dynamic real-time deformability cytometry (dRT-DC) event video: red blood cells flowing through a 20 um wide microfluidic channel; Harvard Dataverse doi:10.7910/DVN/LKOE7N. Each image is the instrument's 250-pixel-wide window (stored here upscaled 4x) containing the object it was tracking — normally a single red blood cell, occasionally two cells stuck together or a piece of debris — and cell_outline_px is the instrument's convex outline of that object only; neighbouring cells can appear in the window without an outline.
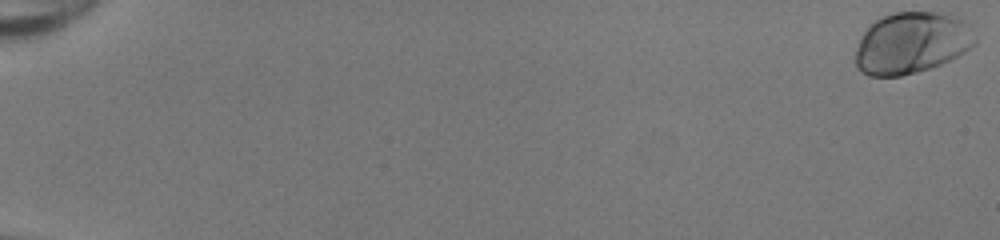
{"species": "human", "species_latin": "Homo sapiens", "temperature_condition": "room temperature", "stored_images_in_passage": 52, "camera_frame_rate_fps": 3000, "um_per_image_px": 0.085, "donor": {"sex": "female"}, "frame": {"image": 1, "passage_image": 1, "time_ms": 0.0, "image_size_px": [1000, 240], "cell_outline_px": [[976, 44], [964, 52], [940, 64], [916, 72], [900, 76], [868, 76], [856, 68], [856, 48], [868, 24], [880, 16], [896, 12], [932, 12], [956, 16], [964, 20], [976, 40]], "centroid_in_image_um": [77.45, 3.64], "position_along_channel_um": 7.6, "area_um2": 42.71}}
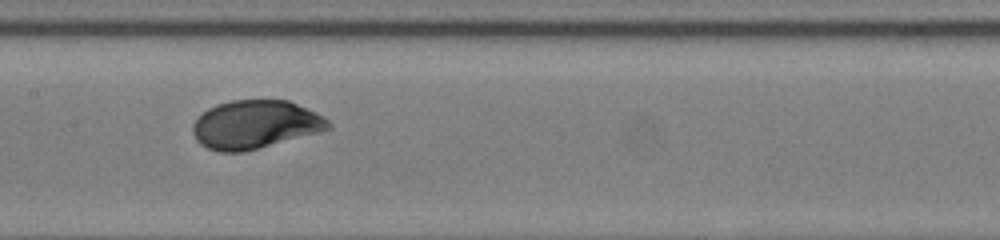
{"frame": {"image": 2, "passage_image": 29, "time_ms": 9.333, "image_size_px": [1000, 240], "cell_outline_px": [[332, 128], [244, 152], [220, 152], [208, 148], [200, 144], [196, 140], [192, 132], [192, 124], [208, 108], [216, 104], [232, 100], [288, 100], [324, 116], [332, 124]], "centroid_in_image_um": [21.67, 10.58], "position_along_channel_um": 185.7, "area_um2": 38.03}}
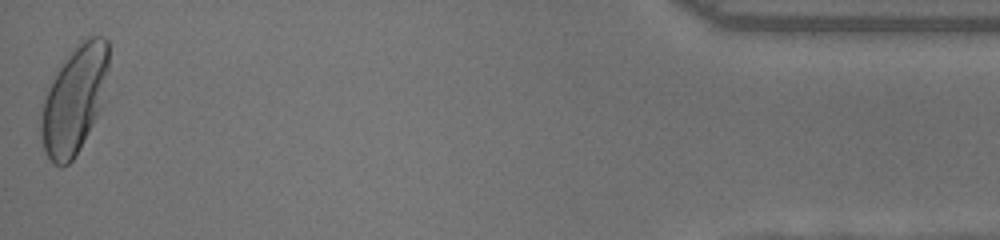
{"frame": {"image": 3, "passage_image": 52, "time_ms": 17.0, "image_size_px": [1000, 240], "cell_outline_px": [[108, 68], [96, 116], [92, 124], [72, 160], [68, 164], [60, 168], [52, 164], [44, 148], [40, 132], [40, 116], [44, 100], [48, 88], [52, 80], [68, 56], [80, 40], [88, 36], [104, 36], [108, 40]], "centroid_in_image_um": [6.28, 8.47], "position_along_channel_um": 428.9, "area_um2": 41.15}, "authors_computed_cell_mechanics": {"area_um2": 39.015, "velocity_mm_per_s": 4.1405, "shape_relaxation_time_tau1_ms": 1.9024, "shape_relaxation_time_tau2_ms": null, "deformation_change_tau1": 0.1348, "deformation_change_tau2": null}}